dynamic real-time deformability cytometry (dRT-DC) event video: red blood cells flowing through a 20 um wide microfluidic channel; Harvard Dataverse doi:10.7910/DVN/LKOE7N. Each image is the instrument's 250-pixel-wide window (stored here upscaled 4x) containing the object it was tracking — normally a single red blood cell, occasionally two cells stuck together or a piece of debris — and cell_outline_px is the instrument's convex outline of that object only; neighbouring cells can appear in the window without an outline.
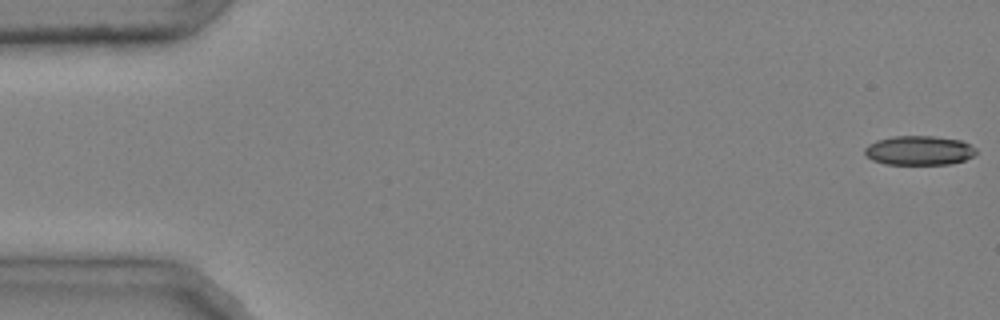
{"species": "common noctule bat (a hibernating species)", "species_latin": "Nyctalus noctula", "temperature_condition": "cold", "stored_images_in_passage": 46, "camera_frame_rate_fps": 3000, "um_per_image_px": 0.085, "animal": {"sex": "male", "body_mass_g": 20.4}, "frame": {"image": 1, "passage_image": 1, "time_ms": 0.0, "image_size_px": [1000, 320], "cell_outline_px": [[976, 152], [972, 156], [964, 160], [952, 164], [884, 164], [872, 160], [864, 152], [864, 148], [868, 144], [876, 140], [892, 136], [932, 136], [960, 140], [976, 148]], "centroid_in_image_um": [78.09, 12.79], "position_along_channel_um": 6.9, "area_um2": 19.02}}
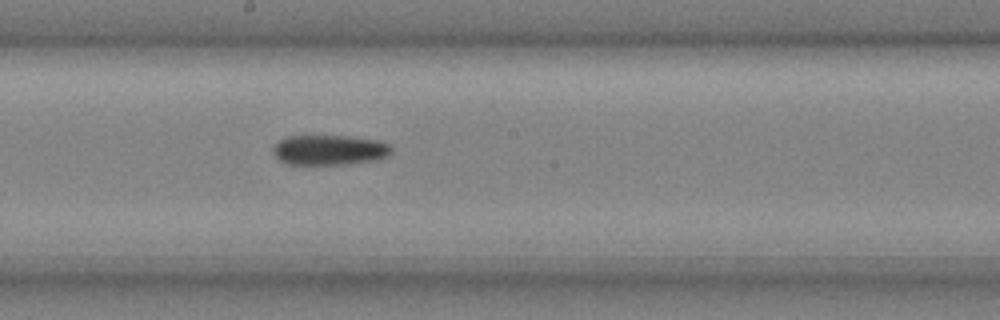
{"frame": {"image": 2, "passage_image": 27, "time_ms": 8.667, "image_size_px": [1000, 320], "cell_outline_px": [[392, 152], [388, 156], [380, 160], [344, 164], [288, 164], [280, 160], [272, 152], [272, 148], [280, 140], [288, 136], [348, 136], [376, 140], [388, 144], [392, 148]], "centroid_in_image_um": [28.03, 12.75], "position_along_channel_um": 220.2, "area_um2": 20.75}}
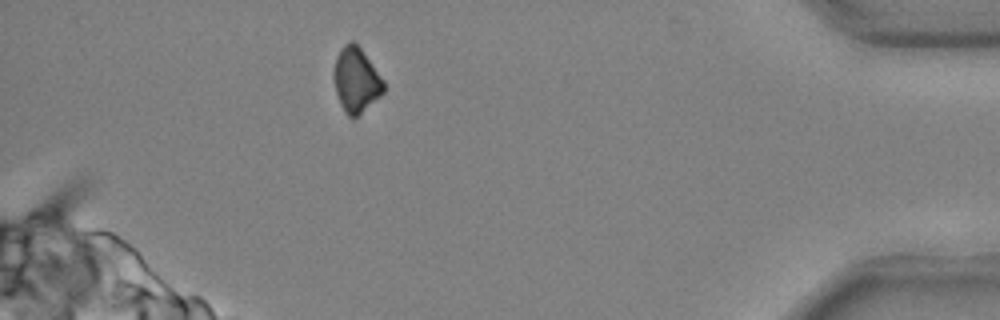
{"frame": {"image": 3, "passage_image": 44, "time_ms": 14.333, "image_size_px": [1000, 320], "cell_outline_px": [[384, 92], [380, 96], [352, 120], [344, 112], [340, 104], [336, 92], [332, 76], [332, 72], [336, 56], [340, 48], [348, 40], [352, 40], [360, 48], [384, 80]], "centroid_in_image_um": [30.23, 6.79], "position_along_channel_um": 405.0, "area_um2": 18.96}}